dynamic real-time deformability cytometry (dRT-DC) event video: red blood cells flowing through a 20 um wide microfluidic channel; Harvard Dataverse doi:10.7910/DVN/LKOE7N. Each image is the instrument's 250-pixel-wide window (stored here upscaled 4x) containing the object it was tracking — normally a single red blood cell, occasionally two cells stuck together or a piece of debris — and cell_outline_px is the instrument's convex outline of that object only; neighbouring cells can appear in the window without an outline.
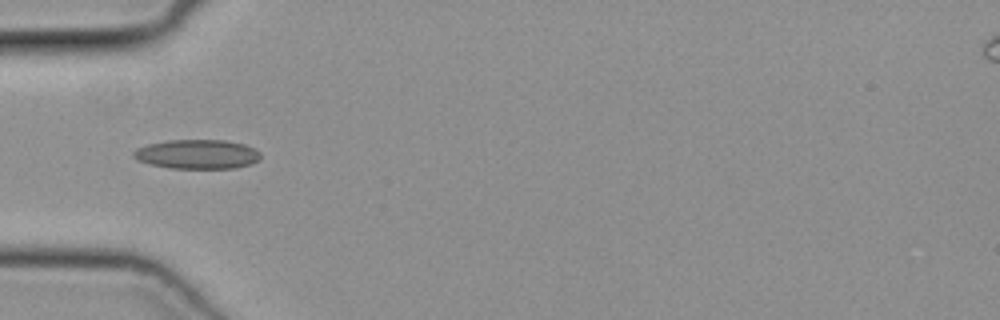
{"species": "common noctule bat (a hibernating species)", "species_latin": "Nyctalus noctula", "temperature_condition": "cold", "stored_images_in_passage": 25, "camera_frame_rate_fps": 3000, "um_per_image_px": 0.085, "animal": {"sex": "female", "body_mass_g": 19.3, "forearm_length_mm": 54.1}, "frame": {"image": 1, "passage_image": 1, "time_ms": 0.0, "image_size_px": [1000, 320], "cell_outline_px": [[260, 156], [252, 164], [236, 168], [168, 168], [148, 164], [136, 160], [132, 156], [132, 152], [136, 148], [148, 144], [168, 140], [224, 140], [244, 144], [260, 152]], "centroid_in_image_um": [16.71, 13.11], "position_along_channel_um": 68.3, "area_um2": 21.79}}
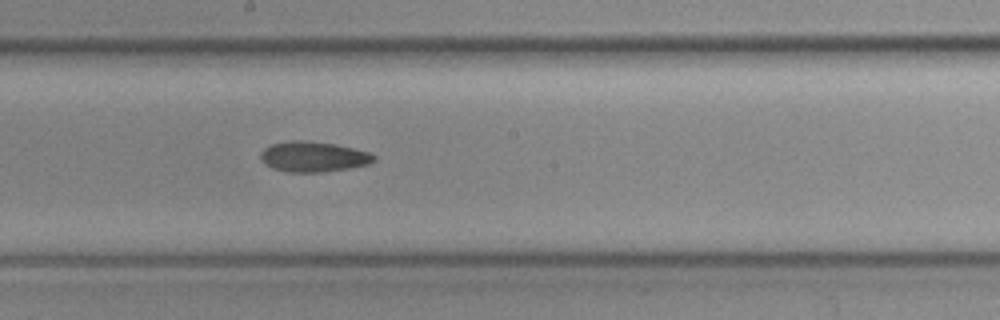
{"frame": {"image": 2, "passage_image": 12, "time_ms": 3.667, "image_size_px": [1000, 320], "cell_outline_px": [[376, 160], [368, 164], [348, 168], [324, 172], [288, 172], [272, 168], [260, 156], [260, 152], [264, 148], [272, 144], [292, 140], [304, 140], [336, 144], [368, 152], [376, 156]], "centroid_in_image_um": [26.65, 13.31], "position_along_channel_um": 221.6, "area_um2": 19.88}}
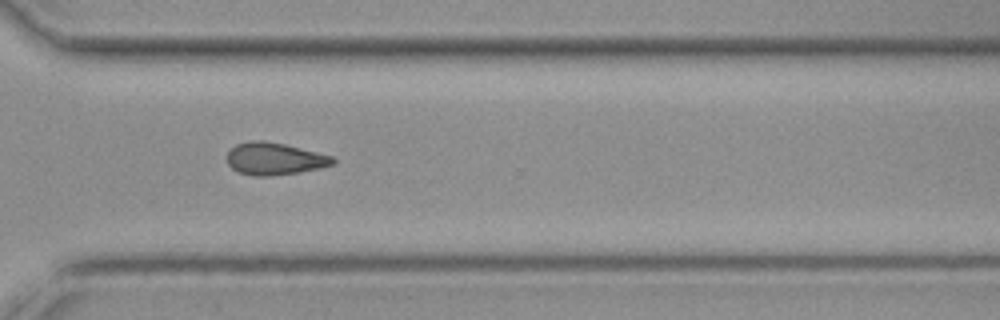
{"frame": {"image": 3, "passage_image": 21, "time_ms": 6.667, "image_size_px": [1000, 320], "cell_outline_px": [[336, 160], [332, 164], [320, 168], [300, 172], [272, 176], [252, 176], [236, 172], [228, 164], [228, 152], [236, 144], [248, 140], [264, 140], [284, 144], [332, 156]], "centroid_in_image_um": [23.3, 13.5], "position_along_channel_um": 347.3, "area_um2": 19.94}}